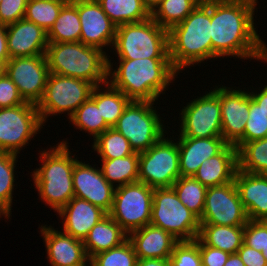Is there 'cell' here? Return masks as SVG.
<instances>
[{"label":"cell","instance_id":"1","mask_svg":"<svg viewBox=\"0 0 267 266\" xmlns=\"http://www.w3.org/2000/svg\"><path fill=\"white\" fill-rule=\"evenodd\" d=\"M254 0H211L212 59L233 56L267 63V44L254 22Z\"/></svg>","mask_w":267,"mask_h":266},{"label":"cell","instance_id":"43","mask_svg":"<svg viewBox=\"0 0 267 266\" xmlns=\"http://www.w3.org/2000/svg\"><path fill=\"white\" fill-rule=\"evenodd\" d=\"M28 0H2L0 2V24L7 26L24 19Z\"/></svg>","mask_w":267,"mask_h":266},{"label":"cell","instance_id":"52","mask_svg":"<svg viewBox=\"0 0 267 266\" xmlns=\"http://www.w3.org/2000/svg\"><path fill=\"white\" fill-rule=\"evenodd\" d=\"M262 254H263V256H264V258L266 259V261H267V244H266V246H265V249H262Z\"/></svg>","mask_w":267,"mask_h":266},{"label":"cell","instance_id":"53","mask_svg":"<svg viewBox=\"0 0 267 266\" xmlns=\"http://www.w3.org/2000/svg\"><path fill=\"white\" fill-rule=\"evenodd\" d=\"M3 217H5V219H9L1 210H0V218L2 219Z\"/></svg>","mask_w":267,"mask_h":266},{"label":"cell","instance_id":"30","mask_svg":"<svg viewBox=\"0 0 267 266\" xmlns=\"http://www.w3.org/2000/svg\"><path fill=\"white\" fill-rule=\"evenodd\" d=\"M103 177L113 187L138 182L139 153L115 159H100ZM115 183V184H114ZM118 183V184H117Z\"/></svg>","mask_w":267,"mask_h":266},{"label":"cell","instance_id":"42","mask_svg":"<svg viewBox=\"0 0 267 266\" xmlns=\"http://www.w3.org/2000/svg\"><path fill=\"white\" fill-rule=\"evenodd\" d=\"M243 242L261 252L267 244V221L248 220L244 226Z\"/></svg>","mask_w":267,"mask_h":266},{"label":"cell","instance_id":"29","mask_svg":"<svg viewBox=\"0 0 267 266\" xmlns=\"http://www.w3.org/2000/svg\"><path fill=\"white\" fill-rule=\"evenodd\" d=\"M81 24L78 0H69L61 9L54 25L47 33L48 43L79 42Z\"/></svg>","mask_w":267,"mask_h":266},{"label":"cell","instance_id":"8","mask_svg":"<svg viewBox=\"0 0 267 266\" xmlns=\"http://www.w3.org/2000/svg\"><path fill=\"white\" fill-rule=\"evenodd\" d=\"M150 224L179 241L195 240L200 231L199 218L180 201L172 187L154 189Z\"/></svg>","mask_w":267,"mask_h":266},{"label":"cell","instance_id":"19","mask_svg":"<svg viewBox=\"0 0 267 266\" xmlns=\"http://www.w3.org/2000/svg\"><path fill=\"white\" fill-rule=\"evenodd\" d=\"M50 266H90L83 241L51 225L39 227Z\"/></svg>","mask_w":267,"mask_h":266},{"label":"cell","instance_id":"12","mask_svg":"<svg viewBox=\"0 0 267 266\" xmlns=\"http://www.w3.org/2000/svg\"><path fill=\"white\" fill-rule=\"evenodd\" d=\"M154 189L142 182L115 188L108 213L129 234L150 224Z\"/></svg>","mask_w":267,"mask_h":266},{"label":"cell","instance_id":"38","mask_svg":"<svg viewBox=\"0 0 267 266\" xmlns=\"http://www.w3.org/2000/svg\"><path fill=\"white\" fill-rule=\"evenodd\" d=\"M69 0H28L24 19L40 26L47 33L54 25L62 7Z\"/></svg>","mask_w":267,"mask_h":266},{"label":"cell","instance_id":"26","mask_svg":"<svg viewBox=\"0 0 267 266\" xmlns=\"http://www.w3.org/2000/svg\"><path fill=\"white\" fill-rule=\"evenodd\" d=\"M128 239V234L107 214L92 227L83 241L89 259L94 255L119 246Z\"/></svg>","mask_w":267,"mask_h":266},{"label":"cell","instance_id":"7","mask_svg":"<svg viewBox=\"0 0 267 266\" xmlns=\"http://www.w3.org/2000/svg\"><path fill=\"white\" fill-rule=\"evenodd\" d=\"M154 103L131 101L114 126L129 141L134 152L148 150L167 133Z\"/></svg>","mask_w":267,"mask_h":266},{"label":"cell","instance_id":"39","mask_svg":"<svg viewBox=\"0 0 267 266\" xmlns=\"http://www.w3.org/2000/svg\"><path fill=\"white\" fill-rule=\"evenodd\" d=\"M137 255L129 239L107 251L100 252L90 259V266H136Z\"/></svg>","mask_w":267,"mask_h":266},{"label":"cell","instance_id":"41","mask_svg":"<svg viewBox=\"0 0 267 266\" xmlns=\"http://www.w3.org/2000/svg\"><path fill=\"white\" fill-rule=\"evenodd\" d=\"M169 266H202L199 244L195 241H179L169 258Z\"/></svg>","mask_w":267,"mask_h":266},{"label":"cell","instance_id":"50","mask_svg":"<svg viewBox=\"0 0 267 266\" xmlns=\"http://www.w3.org/2000/svg\"><path fill=\"white\" fill-rule=\"evenodd\" d=\"M224 266H245L238 253L230 254Z\"/></svg>","mask_w":267,"mask_h":266},{"label":"cell","instance_id":"20","mask_svg":"<svg viewBox=\"0 0 267 266\" xmlns=\"http://www.w3.org/2000/svg\"><path fill=\"white\" fill-rule=\"evenodd\" d=\"M10 58L46 55L47 32L26 19L6 26Z\"/></svg>","mask_w":267,"mask_h":266},{"label":"cell","instance_id":"37","mask_svg":"<svg viewBox=\"0 0 267 266\" xmlns=\"http://www.w3.org/2000/svg\"><path fill=\"white\" fill-rule=\"evenodd\" d=\"M93 149L100 159H115L134 153L129 141L114 127L108 128L93 141Z\"/></svg>","mask_w":267,"mask_h":266},{"label":"cell","instance_id":"14","mask_svg":"<svg viewBox=\"0 0 267 266\" xmlns=\"http://www.w3.org/2000/svg\"><path fill=\"white\" fill-rule=\"evenodd\" d=\"M248 221L235 181L208 187L200 224L245 226Z\"/></svg>","mask_w":267,"mask_h":266},{"label":"cell","instance_id":"49","mask_svg":"<svg viewBox=\"0 0 267 266\" xmlns=\"http://www.w3.org/2000/svg\"><path fill=\"white\" fill-rule=\"evenodd\" d=\"M136 266H169V258L138 259Z\"/></svg>","mask_w":267,"mask_h":266},{"label":"cell","instance_id":"35","mask_svg":"<svg viewBox=\"0 0 267 266\" xmlns=\"http://www.w3.org/2000/svg\"><path fill=\"white\" fill-rule=\"evenodd\" d=\"M17 162V154L0 152V210L9 220L12 214L14 186H16L14 182Z\"/></svg>","mask_w":267,"mask_h":266},{"label":"cell","instance_id":"25","mask_svg":"<svg viewBox=\"0 0 267 266\" xmlns=\"http://www.w3.org/2000/svg\"><path fill=\"white\" fill-rule=\"evenodd\" d=\"M238 169L237 148L228 144L219 154L204 160L194 178L208 187L232 182Z\"/></svg>","mask_w":267,"mask_h":266},{"label":"cell","instance_id":"33","mask_svg":"<svg viewBox=\"0 0 267 266\" xmlns=\"http://www.w3.org/2000/svg\"><path fill=\"white\" fill-rule=\"evenodd\" d=\"M202 0H163L151 13V18L169 30L182 22Z\"/></svg>","mask_w":267,"mask_h":266},{"label":"cell","instance_id":"16","mask_svg":"<svg viewBox=\"0 0 267 266\" xmlns=\"http://www.w3.org/2000/svg\"><path fill=\"white\" fill-rule=\"evenodd\" d=\"M95 166L82 160L76 161L72 172L74 196L89 201L108 214L113 204L115 187L107 182L101 169Z\"/></svg>","mask_w":267,"mask_h":266},{"label":"cell","instance_id":"28","mask_svg":"<svg viewBox=\"0 0 267 266\" xmlns=\"http://www.w3.org/2000/svg\"><path fill=\"white\" fill-rule=\"evenodd\" d=\"M90 98L97 104V107H100L101 116L110 128L117 124L119 117L131 102L123 92L109 83L95 86Z\"/></svg>","mask_w":267,"mask_h":266},{"label":"cell","instance_id":"47","mask_svg":"<svg viewBox=\"0 0 267 266\" xmlns=\"http://www.w3.org/2000/svg\"><path fill=\"white\" fill-rule=\"evenodd\" d=\"M9 59L6 26L0 24V63L5 66Z\"/></svg>","mask_w":267,"mask_h":266},{"label":"cell","instance_id":"24","mask_svg":"<svg viewBox=\"0 0 267 266\" xmlns=\"http://www.w3.org/2000/svg\"><path fill=\"white\" fill-rule=\"evenodd\" d=\"M128 239L138 259L170 258L179 242L172 234L152 224L130 232Z\"/></svg>","mask_w":267,"mask_h":266},{"label":"cell","instance_id":"17","mask_svg":"<svg viewBox=\"0 0 267 266\" xmlns=\"http://www.w3.org/2000/svg\"><path fill=\"white\" fill-rule=\"evenodd\" d=\"M236 88L220 86L222 137L232 145L244 135L250 109L249 90Z\"/></svg>","mask_w":267,"mask_h":266},{"label":"cell","instance_id":"22","mask_svg":"<svg viewBox=\"0 0 267 266\" xmlns=\"http://www.w3.org/2000/svg\"><path fill=\"white\" fill-rule=\"evenodd\" d=\"M57 214L63 220V232L81 241L107 215L101 208L75 196Z\"/></svg>","mask_w":267,"mask_h":266},{"label":"cell","instance_id":"4","mask_svg":"<svg viewBox=\"0 0 267 266\" xmlns=\"http://www.w3.org/2000/svg\"><path fill=\"white\" fill-rule=\"evenodd\" d=\"M68 144L63 139L57 146L39 151L42 164L31 175L39 200L56 213L74 197L72 172L79 158L71 153Z\"/></svg>","mask_w":267,"mask_h":266},{"label":"cell","instance_id":"34","mask_svg":"<svg viewBox=\"0 0 267 266\" xmlns=\"http://www.w3.org/2000/svg\"><path fill=\"white\" fill-rule=\"evenodd\" d=\"M69 120L74 128L92 136L93 141L110 128L101 116L100 107L91 98L82 103Z\"/></svg>","mask_w":267,"mask_h":266},{"label":"cell","instance_id":"51","mask_svg":"<svg viewBox=\"0 0 267 266\" xmlns=\"http://www.w3.org/2000/svg\"><path fill=\"white\" fill-rule=\"evenodd\" d=\"M144 6L152 13L163 0H142Z\"/></svg>","mask_w":267,"mask_h":266},{"label":"cell","instance_id":"31","mask_svg":"<svg viewBox=\"0 0 267 266\" xmlns=\"http://www.w3.org/2000/svg\"><path fill=\"white\" fill-rule=\"evenodd\" d=\"M109 19L120 26L147 20L151 13L142 0H96Z\"/></svg>","mask_w":267,"mask_h":266},{"label":"cell","instance_id":"23","mask_svg":"<svg viewBox=\"0 0 267 266\" xmlns=\"http://www.w3.org/2000/svg\"><path fill=\"white\" fill-rule=\"evenodd\" d=\"M234 181L248 220L267 221V175L237 169Z\"/></svg>","mask_w":267,"mask_h":266},{"label":"cell","instance_id":"11","mask_svg":"<svg viewBox=\"0 0 267 266\" xmlns=\"http://www.w3.org/2000/svg\"><path fill=\"white\" fill-rule=\"evenodd\" d=\"M219 87V88H218ZM187 102L179 113L178 137H222L220 85ZM181 117V118H180Z\"/></svg>","mask_w":267,"mask_h":266},{"label":"cell","instance_id":"27","mask_svg":"<svg viewBox=\"0 0 267 266\" xmlns=\"http://www.w3.org/2000/svg\"><path fill=\"white\" fill-rule=\"evenodd\" d=\"M198 238L207 246L234 254L243 244L244 226L200 224Z\"/></svg>","mask_w":267,"mask_h":266},{"label":"cell","instance_id":"15","mask_svg":"<svg viewBox=\"0 0 267 266\" xmlns=\"http://www.w3.org/2000/svg\"><path fill=\"white\" fill-rule=\"evenodd\" d=\"M4 72L25 102L37 105L41 101L49 75L46 55L10 58Z\"/></svg>","mask_w":267,"mask_h":266},{"label":"cell","instance_id":"9","mask_svg":"<svg viewBox=\"0 0 267 266\" xmlns=\"http://www.w3.org/2000/svg\"><path fill=\"white\" fill-rule=\"evenodd\" d=\"M94 87L83 79L49 73L44 95L37 104L42 124L45 126L49 116L63 113H67L69 119L90 98Z\"/></svg>","mask_w":267,"mask_h":266},{"label":"cell","instance_id":"48","mask_svg":"<svg viewBox=\"0 0 267 266\" xmlns=\"http://www.w3.org/2000/svg\"><path fill=\"white\" fill-rule=\"evenodd\" d=\"M263 87L262 89H258V92L255 89L251 92L249 91V93L252 99L267 113V85Z\"/></svg>","mask_w":267,"mask_h":266},{"label":"cell","instance_id":"10","mask_svg":"<svg viewBox=\"0 0 267 266\" xmlns=\"http://www.w3.org/2000/svg\"><path fill=\"white\" fill-rule=\"evenodd\" d=\"M164 135L148 150L139 153V182L153 189L172 187L181 177L176 137Z\"/></svg>","mask_w":267,"mask_h":266},{"label":"cell","instance_id":"6","mask_svg":"<svg viewBox=\"0 0 267 266\" xmlns=\"http://www.w3.org/2000/svg\"><path fill=\"white\" fill-rule=\"evenodd\" d=\"M111 50L117 59L170 58L168 30L151 17L117 26Z\"/></svg>","mask_w":267,"mask_h":266},{"label":"cell","instance_id":"2","mask_svg":"<svg viewBox=\"0 0 267 266\" xmlns=\"http://www.w3.org/2000/svg\"><path fill=\"white\" fill-rule=\"evenodd\" d=\"M108 59V83L131 101L156 102L178 78L170 58Z\"/></svg>","mask_w":267,"mask_h":266},{"label":"cell","instance_id":"5","mask_svg":"<svg viewBox=\"0 0 267 266\" xmlns=\"http://www.w3.org/2000/svg\"><path fill=\"white\" fill-rule=\"evenodd\" d=\"M110 55L82 42L48 43L49 73L86 80L94 86L108 83Z\"/></svg>","mask_w":267,"mask_h":266},{"label":"cell","instance_id":"46","mask_svg":"<svg viewBox=\"0 0 267 266\" xmlns=\"http://www.w3.org/2000/svg\"><path fill=\"white\" fill-rule=\"evenodd\" d=\"M237 253L245 266H267V261L262 252L247 246L244 242Z\"/></svg>","mask_w":267,"mask_h":266},{"label":"cell","instance_id":"40","mask_svg":"<svg viewBox=\"0 0 267 266\" xmlns=\"http://www.w3.org/2000/svg\"><path fill=\"white\" fill-rule=\"evenodd\" d=\"M244 135L234 144L238 149L242 144L267 137V113L250 96L249 116Z\"/></svg>","mask_w":267,"mask_h":266},{"label":"cell","instance_id":"18","mask_svg":"<svg viewBox=\"0 0 267 266\" xmlns=\"http://www.w3.org/2000/svg\"><path fill=\"white\" fill-rule=\"evenodd\" d=\"M81 24L80 42L102 51L112 48L117 26L109 19L96 0H78ZM106 49H105V48Z\"/></svg>","mask_w":267,"mask_h":266},{"label":"cell","instance_id":"54","mask_svg":"<svg viewBox=\"0 0 267 266\" xmlns=\"http://www.w3.org/2000/svg\"><path fill=\"white\" fill-rule=\"evenodd\" d=\"M4 72V66L0 63V75Z\"/></svg>","mask_w":267,"mask_h":266},{"label":"cell","instance_id":"32","mask_svg":"<svg viewBox=\"0 0 267 266\" xmlns=\"http://www.w3.org/2000/svg\"><path fill=\"white\" fill-rule=\"evenodd\" d=\"M238 170L267 175V137L242 144L237 149Z\"/></svg>","mask_w":267,"mask_h":266},{"label":"cell","instance_id":"21","mask_svg":"<svg viewBox=\"0 0 267 266\" xmlns=\"http://www.w3.org/2000/svg\"><path fill=\"white\" fill-rule=\"evenodd\" d=\"M176 140L181 177L194 176L204 160L216 156L228 145L223 137H178Z\"/></svg>","mask_w":267,"mask_h":266},{"label":"cell","instance_id":"45","mask_svg":"<svg viewBox=\"0 0 267 266\" xmlns=\"http://www.w3.org/2000/svg\"><path fill=\"white\" fill-rule=\"evenodd\" d=\"M195 241L199 244V251L202 259V266H224L229 253L211 246L205 245L198 237Z\"/></svg>","mask_w":267,"mask_h":266},{"label":"cell","instance_id":"3","mask_svg":"<svg viewBox=\"0 0 267 266\" xmlns=\"http://www.w3.org/2000/svg\"><path fill=\"white\" fill-rule=\"evenodd\" d=\"M168 44L171 64L179 74L212 59L211 0H202L182 22L168 30Z\"/></svg>","mask_w":267,"mask_h":266},{"label":"cell","instance_id":"36","mask_svg":"<svg viewBox=\"0 0 267 266\" xmlns=\"http://www.w3.org/2000/svg\"><path fill=\"white\" fill-rule=\"evenodd\" d=\"M172 188L180 201L198 218L202 216L207 187L202 185L193 176L179 177Z\"/></svg>","mask_w":267,"mask_h":266},{"label":"cell","instance_id":"13","mask_svg":"<svg viewBox=\"0 0 267 266\" xmlns=\"http://www.w3.org/2000/svg\"><path fill=\"white\" fill-rule=\"evenodd\" d=\"M43 126L35 104L0 108V152L19 155Z\"/></svg>","mask_w":267,"mask_h":266},{"label":"cell","instance_id":"44","mask_svg":"<svg viewBox=\"0 0 267 266\" xmlns=\"http://www.w3.org/2000/svg\"><path fill=\"white\" fill-rule=\"evenodd\" d=\"M25 103L16 85L3 72L0 75V108L13 107Z\"/></svg>","mask_w":267,"mask_h":266}]
</instances>
